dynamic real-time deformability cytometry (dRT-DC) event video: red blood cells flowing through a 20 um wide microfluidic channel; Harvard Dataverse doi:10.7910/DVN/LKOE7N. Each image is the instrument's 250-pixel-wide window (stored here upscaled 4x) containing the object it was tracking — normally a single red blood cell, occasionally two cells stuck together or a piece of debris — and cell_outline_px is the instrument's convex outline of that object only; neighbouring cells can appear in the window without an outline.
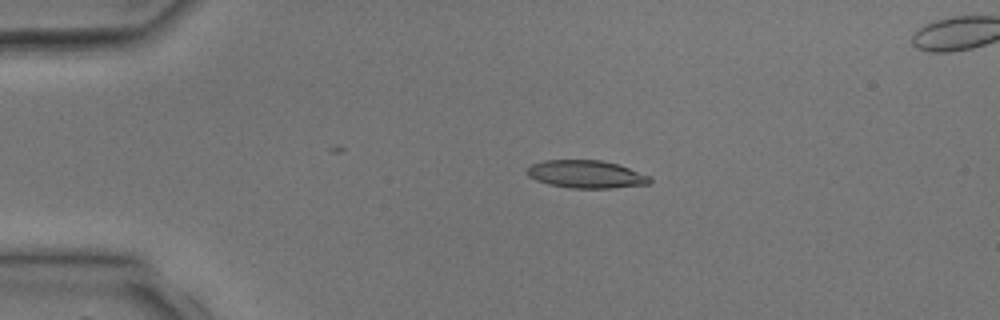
{"species": "common noctule bat (a hibernating species)", "species_latin": "Nyctalus noctula", "temperature_condition": "room temperature", "stored_images_in_passage": 4, "camera_frame_rate_fps": 3000, "um_per_image_px": 0.085, "animal": {"sex": "male", "body_mass_g": 17.9, "forearm_length_mm": 54.2}, "frame": {"image": 1, "passage_image": 2, "time_ms": 1.0, "image_size_px": [1000, 320], "cell_outline_px": [[652, 184], [612, 188], [568, 188], [548, 184], [536, 180], [528, 176], [524, 172], [524, 168], [532, 164], [544, 160], [600, 160], [616, 164], [652, 176]], "centroid_in_image_um": [49.8, 14.82], "position_along_channel_um": 35.2, "area_um2": 20.17}}